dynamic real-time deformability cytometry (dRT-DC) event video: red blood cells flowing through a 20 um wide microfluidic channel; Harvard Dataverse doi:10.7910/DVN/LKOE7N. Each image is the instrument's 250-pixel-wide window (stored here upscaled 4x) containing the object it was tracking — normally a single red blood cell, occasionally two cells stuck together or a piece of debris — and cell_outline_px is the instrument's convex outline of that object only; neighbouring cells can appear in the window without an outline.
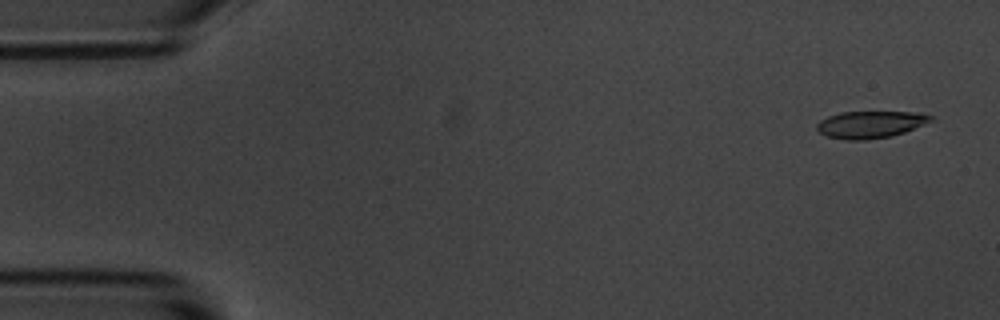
{"species": "common noctule bat (a hibernating species)", "species_latin": "Nyctalus noctula", "temperature_condition": "room temperature", "stored_images_in_passage": 5, "camera_frame_rate_fps": 3000, "um_per_image_px": 0.085, "animal": {"sex": "male", "body_mass_g": 20.1, "forearm_length_mm": 53.5}, "frame": {"image": 1, "passage_image": 1, "time_ms": 0.0, "image_size_px": [1000, 320], "cell_outline_px": [[936, 120], [904, 132], [892, 136], [864, 140], [848, 140], [828, 136], [820, 132], [816, 128], [816, 124], [820, 120], [828, 116], [840, 112], [916, 112], [932, 116]], "centroid_in_image_um": [74.0, 10.57], "position_along_channel_um": 11.0, "area_um2": 17.98}}
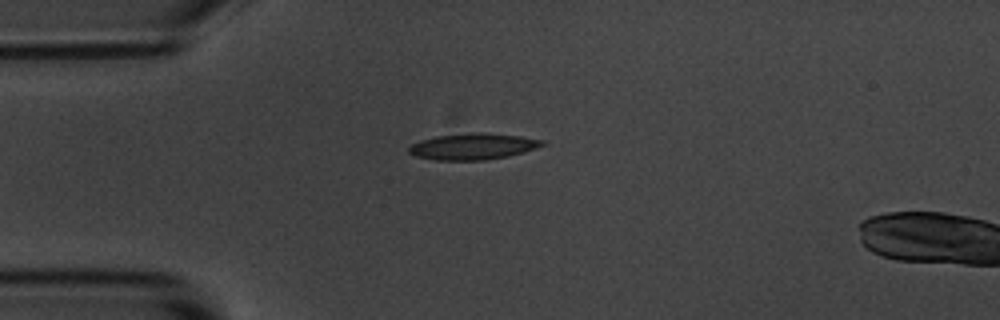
{"frame": {"image": 2, "passage_image": 4, "time_ms": 3.667, "image_size_px": [1000, 320], "cell_outline_px": [[548, 144], [524, 152], [508, 156], [484, 160], [436, 160], [416, 156], [408, 152], [408, 148], [412, 144], [420, 140], [436, 136], [472, 132], [484, 132], [520, 136], [544, 140]], "centroid_in_image_um": [40.23, 12.44], "position_along_channel_um": 44.8, "area_um2": 20.52}}